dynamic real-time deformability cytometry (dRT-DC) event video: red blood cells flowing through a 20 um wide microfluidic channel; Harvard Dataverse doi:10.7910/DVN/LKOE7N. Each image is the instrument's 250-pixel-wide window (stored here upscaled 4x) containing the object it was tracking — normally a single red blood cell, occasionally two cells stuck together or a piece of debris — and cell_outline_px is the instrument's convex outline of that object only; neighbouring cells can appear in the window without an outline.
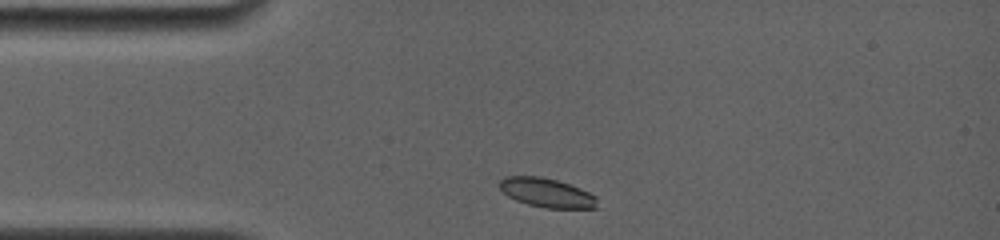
{"species": "common noctule bat (a hibernating species)", "species_latin": "Nyctalus noctula", "temperature_condition": "room temperature", "stored_images_in_passage": 30, "camera_frame_rate_fps": 4000, "um_per_image_px": 0.085, "animal": {"sex": "female", "body_mass_g": 19.0, "forearm_length_mm": 56.7}, "frame": {"image": 1, "passage_image": 2, "time_ms": 0.25, "image_size_px": [1000, 240], "cell_outline_px": [[596, 208], [544, 208], [528, 204], [516, 200], [508, 196], [496, 184], [504, 176], [540, 176], [556, 180], [580, 188], [596, 196]], "centroid_in_image_um": [46.43, 16.37], "position_along_channel_um": 38.6, "area_um2": 16.53}}
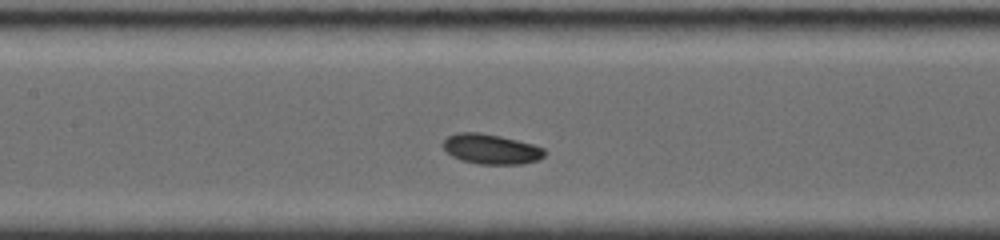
{"frame": {"image": 2, "passage_image": 18, "time_ms": 4.25, "image_size_px": [1000, 240], "cell_outline_px": [[544, 156], [536, 160], [524, 164], [476, 164], [460, 160], [452, 156], [444, 148], [444, 140], [448, 136], [456, 132], [480, 132], [500, 136], [532, 144], [544, 148]], "centroid_in_image_um": [41.72, 12.67], "position_along_channel_um": 165.7, "area_um2": 17.69}}
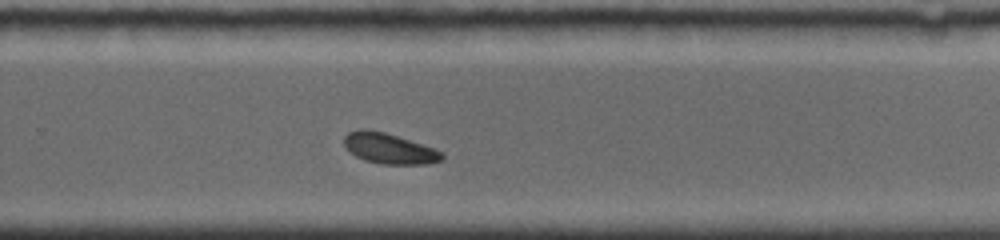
{"frame": {"image": 3, "passage_image": 30, "time_ms": 7.75, "image_size_px": [1000, 240], "cell_outline_px": [[444, 156], [440, 160], [428, 164], [380, 164], [364, 160], [356, 156], [344, 144], [344, 136], [348, 132], [360, 128], [368, 128], [384, 132], [436, 148], [444, 152]], "centroid_in_image_um": [33.1, 12.61], "position_along_channel_um": 296.7, "area_um2": 17.51}}